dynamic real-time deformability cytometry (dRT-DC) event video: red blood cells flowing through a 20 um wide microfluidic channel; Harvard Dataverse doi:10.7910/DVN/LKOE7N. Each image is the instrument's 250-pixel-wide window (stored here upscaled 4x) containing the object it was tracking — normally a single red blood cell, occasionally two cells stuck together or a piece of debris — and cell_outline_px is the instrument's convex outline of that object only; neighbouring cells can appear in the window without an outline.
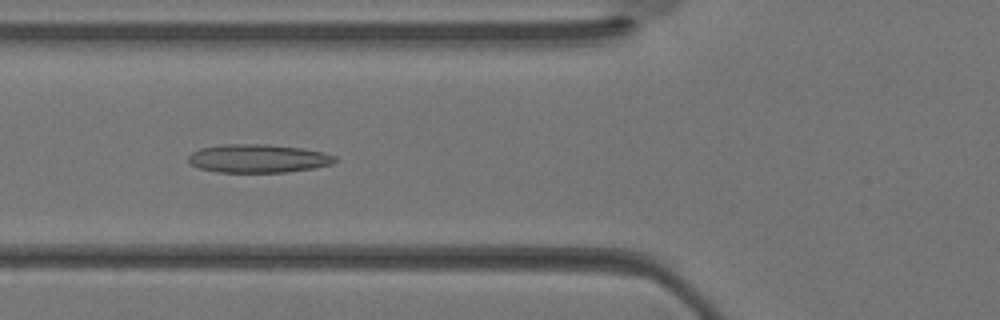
{"species": "Egyptian fruit bat (a non-hibernating species)", "species_latin": "Rousettus aegyptiacus", "temperature_condition": "warm", "stored_images_in_passage": 35, "camera_frame_rate_fps": 3000, "um_per_image_px": 0.085, "animal": {"sex": "female"}, "frame": {"image": 1, "passage_image": 13, "time_ms": 4.0, "image_size_px": [1000, 320], "cell_outline_px": [[336, 160], [332, 164], [312, 168], [288, 172], [216, 172], [196, 168], [188, 160], [188, 156], [192, 152], [200, 148], [220, 144], [268, 144], [300, 148], [324, 152], [336, 156]], "centroid_in_image_um": [21.91, 13.47], "position_along_channel_um": 103.9, "area_um2": 24.39}}
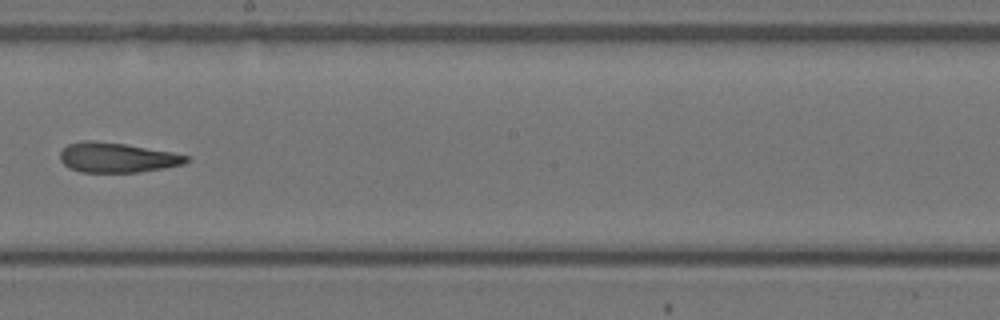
{"frame": {"image": 2, "passage_image": 20, "time_ms": 6.333, "image_size_px": [1000, 320], "cell_outline_px": [[188, 160], [184, 164], [164, 168], [140, 172], [80, 172], [64, 164], [60, 160], [60, 152], [68, 144], [84, 140], [92, 140], [124, 144], [172, 152], [188, 156]], "centroid_in_image_um": [9.94, 13.39], "position_along_channel_um": 238.3, "area_um2": 21.79}}
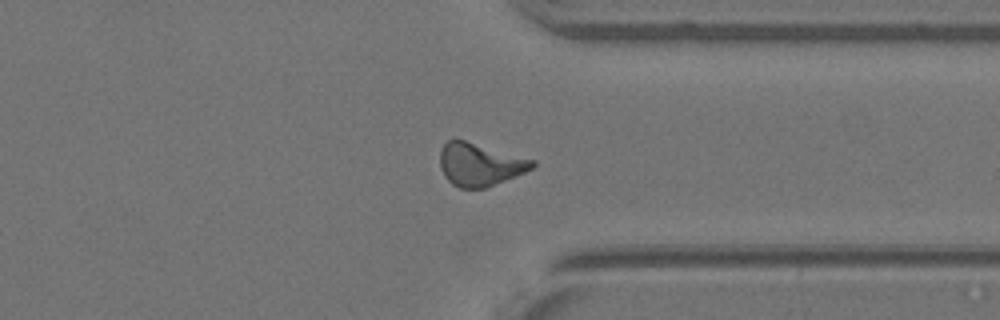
{"frame": {"image": 3, "passage_image": 27, "time_ms": 8.667, "image_size_px": [1000, 320], "cell_outline_px": [[536, 164], [532, 168], [524, 172], [484, 188], [460, 188], [452, 184], [444, 176], [440, 168], [440, 152], [444, 144], [448, 140], [464, 140], [536, 160]], "centroid_in_image_um": [40.77, 13.98], "position_along_channel_um": 370.6, "area_um2": 22.77}}